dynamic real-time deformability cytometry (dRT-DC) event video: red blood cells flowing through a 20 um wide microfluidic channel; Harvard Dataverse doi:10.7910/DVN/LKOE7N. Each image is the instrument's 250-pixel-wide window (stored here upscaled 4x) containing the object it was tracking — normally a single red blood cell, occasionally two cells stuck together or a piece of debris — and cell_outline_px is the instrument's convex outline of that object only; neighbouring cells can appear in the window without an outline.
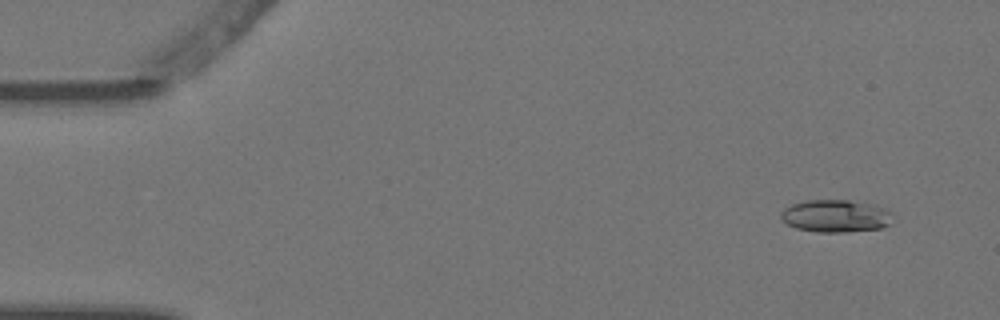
{"species": "Egyptian fruit bat (a non-hibernating species)", "species_latin": "Rousettus aegyptiacus", "temperature_condition": "warm", "stored_images_in_passage": 8, "camera_frame_rate_fps": 3000, "um_per_image_px": 0.085, "animal": {"sex": "female"}, "frame": {"image": 1, "passage_image": 1, "time_ms": 0.0, "image_size_px": [1000, 320], "cell_outline_px": [[896, 212], [892, 224], [880, 228], [844, 232], [816, 232], [796, 228], [780, 220], [780, 212], [784, 208], [792, 204], [804, 200], [848, 200], [888, 208]], "centroid_in_image_um": [71.08, 18.36], "position_along_channel_um": 13.9, "area_um2": 21.62}}
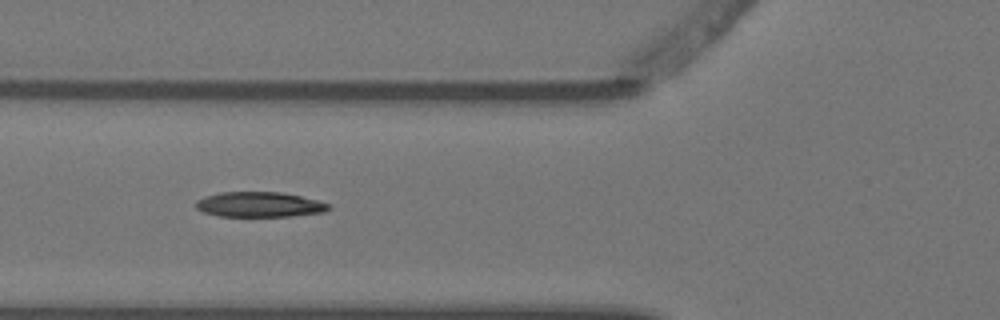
{"frame": {"image": 2, "passage_image": 5, "time_ms": 1.333, "image_size_px": [1000, 320], "cell_outline_px": [[332, 208], [324, 212], [288, 216], [220, 216], [204, 212], [196, 208], [196, 200], [204, 196], [220, 192], [280, 192], [300, 196], [332, 204]], "centroid_in_image_um": [22.06, 17.38], "position_along_channel_um": 103.7, "area_um2": 19.42}}
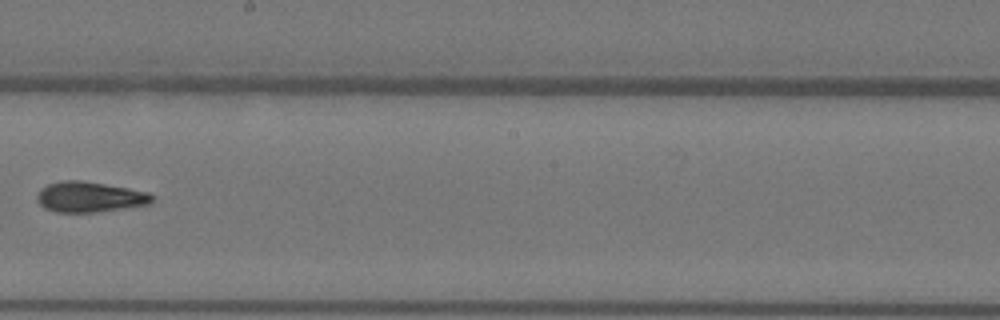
{"frame": {"image": 3, "passage_image": 8, "time_ms": 2.333, "image_size_px": [1000, 320], "cell_outline_px": [[152, 200], [148, 204], [124, 208], [96, 212], [56, 212], [44, 208], [36, 200], [36, 196], [40, 188], [48, 184], [64, 180], [80, 180], [128, 188], [148, 192], [152, 196]], "centroid_in_image_um": [7.56, 16.74], "position_along_channel_um": 240.6, "area_um2": 20.29}}